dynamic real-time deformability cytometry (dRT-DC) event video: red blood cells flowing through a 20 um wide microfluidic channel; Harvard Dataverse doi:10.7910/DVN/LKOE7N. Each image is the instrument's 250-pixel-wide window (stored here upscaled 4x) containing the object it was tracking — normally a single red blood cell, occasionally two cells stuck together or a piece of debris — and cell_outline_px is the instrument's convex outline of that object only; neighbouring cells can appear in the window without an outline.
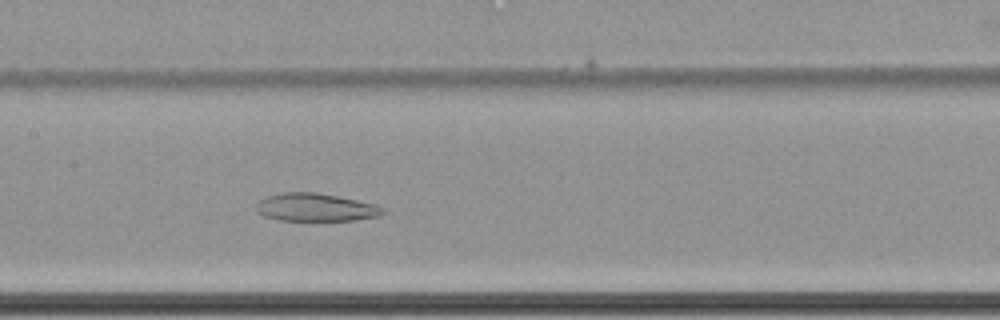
{"species": "common noctule bat (a hibernating species)", "species_latin": "Nyctalus noctula", "temperature_condition": "cold", "stored_images_in_passage": 67, "camera_frame_rate_fps": 3000, "um_per_image_px": 0.085, "animal": {"sex": "female", "body_mass_g": 22.7, "forearm_length_mm": 54.2}, "frame": {"image": 1, "passage_image": 37, "time_ms": 12.0, "image_size_px": [1000, 320], "cell_outline_px": [[388, 212], [380, 216], [356, 220], [312, 224], [280, 220], [264, 216], [256, 212], [256, 204], [264, 196], [284, 192], [316, 192], [376, 204], [384, 208]], "centroid_in_image_um": [26.84, 17.68], "position_along_channel_um": 180.6, "area_um2": 21.85}}
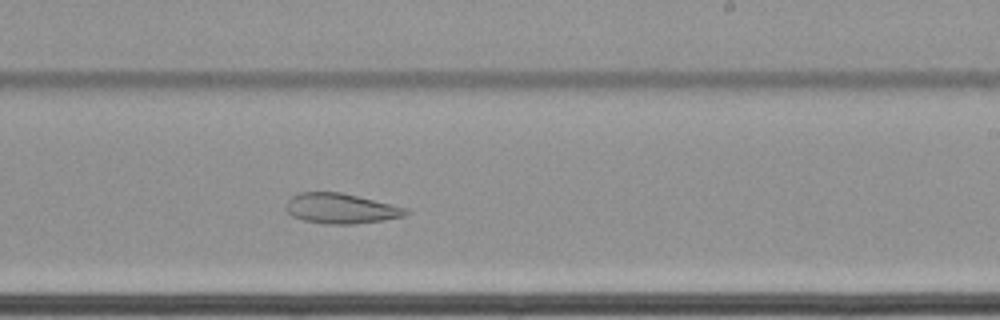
{"frame": {"image": 2, "passage_image": 44, "time_ms": 14.333, "image_size_px": [1000, 320], "cell_outline_px": [[408, 212], [404, 216], [384, 220], [356, 224], [324, 224], [304, 220], [292, 216], [284, 208], [284, 204], [292, 196], [300, 192], [340, 192], [408, 208]], "centroid_in_image_um": [28.94, 17.72], "position_along_channel_um": 260.1, "area_um2": 21.1}}
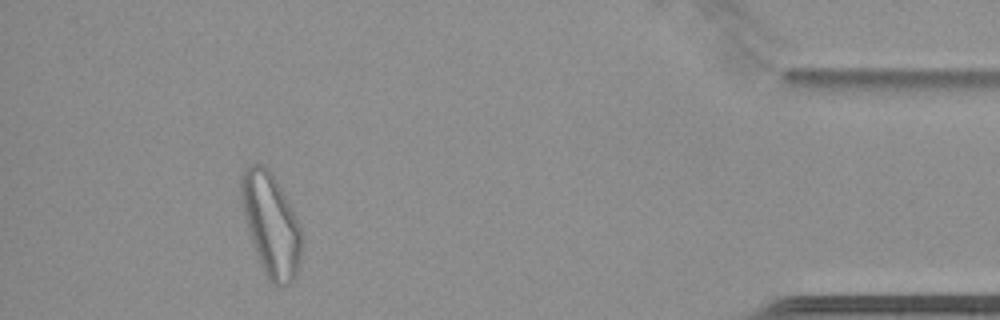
{"frame": {"image": 3, "passage_image": 62, "time_ms": 20.333, "image_size_px": [1000, 320], "cell_outline_px": [[300, 260], [296, 272], [292, 280], [288, 284], [276, 284], [268, 280], [264, 272], [252, 244], [244, 220], [240, 196], [240, 172], [244, 168], [252, 164], [264, 164], [268, 168], [276, 180], [296, 216], [300, 224]], "centroid_in_image_um": [22.98, 19.02], "position_along_channel_um": 412.2, "area_um2": 35.95}}